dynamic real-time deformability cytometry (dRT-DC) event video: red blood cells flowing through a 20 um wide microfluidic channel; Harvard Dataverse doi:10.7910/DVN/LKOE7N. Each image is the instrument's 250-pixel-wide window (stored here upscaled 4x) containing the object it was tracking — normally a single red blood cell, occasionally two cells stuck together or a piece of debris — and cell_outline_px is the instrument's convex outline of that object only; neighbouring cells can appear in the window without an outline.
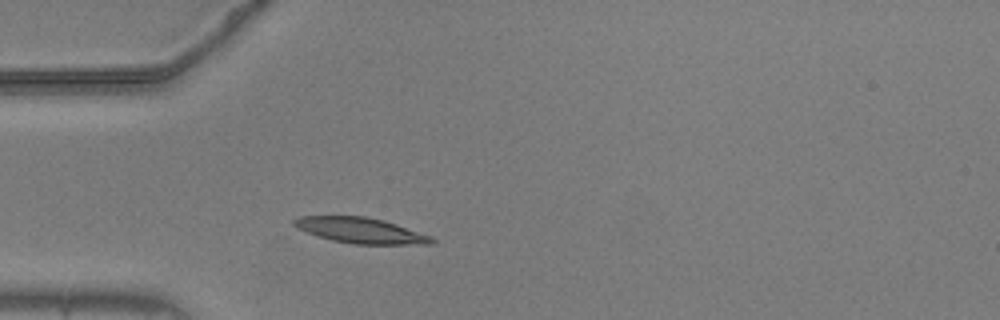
{"species": "common noctule bat (a hibernating species)", "species_latin": "Nyctalus noctula", "temperature_condition": "warm", "stored_images_in_passage": 40, "camera_frame_rate_fps": 3000, "um_per_image_px": 0.085, "animal": {"sex": "male", "body_mass_g": 20.5, "forearm_length_mm": 52.5}, "frame": {"image": 1, "passage_image": 1, "time_ms": 0.0, "image_size_px": [1000, 320], "cell_outline_px": [[436, 244], [352, 244], [332, 240], [316, 236], [296, 228], [292, 224], [292, 220], [300, 216], [364, 216], [384, 220], [432, 236], [436, 240]], "centroid_in_image_um": [30.65, 19.59], "position_along_channel_um": 54.4, "area_um2": 20.69}}
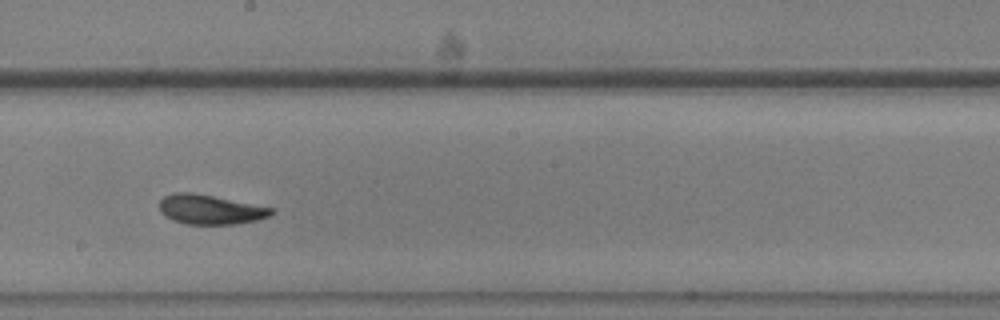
{"frame": {"image": 2, "passage_image": 16, "time_ms": 5.0, "image_size_px": [1000, 320], "cell_outline_px": [[276, 212], [268, 216], [256, 220], [236, 224], [184, 224], [172, 220], [164, 216], [160, 212], [160, 200], [164, 196], [172, 192], [192, 192], [276, 208]], "centroid_in_image_um": [17.86, 17.8], "position_along_channel_um": 230.3, "area_um2": 19.48}}
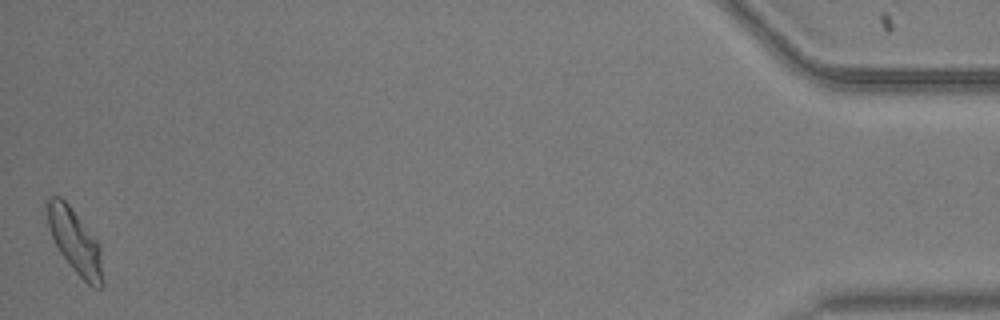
{"frame": {"image": 3, "passage_image": 40, "time_ms": 13.0, "image_size_px": [1000, 320], "cell_outline_px": [[104, 284], [100, 288], [92, 288], [72, 268], [60, 252], [48, 228], [44, 200], [52, 196], [60, 196], [72, 208], [100, 244]], "centroid_in_image_um": [6.37, 20.5], "position_along_channel_um": 428.8, "area_um2": 20.98}, "authors_computed_cell_mechanics": {"area_um2": 19.4786, "velocity_mm_per_s": 3.6437, "shape_relaxation_time_tau1_ms": 3.4467, "shape_relaxation_time_tau2_ms": 1.725, "deformation_change_tau1": 0.1081, "deformation_change_tau2": 0.0708}}